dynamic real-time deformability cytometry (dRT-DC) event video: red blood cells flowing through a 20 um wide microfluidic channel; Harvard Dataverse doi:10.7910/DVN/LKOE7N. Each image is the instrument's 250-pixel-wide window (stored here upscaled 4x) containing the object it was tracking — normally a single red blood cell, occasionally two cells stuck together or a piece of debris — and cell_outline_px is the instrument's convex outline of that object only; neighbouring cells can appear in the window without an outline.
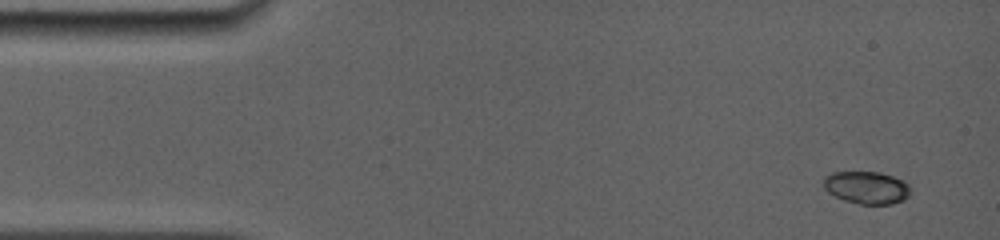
{"species": "common noctule bat (a hibernating species)", "species_latin": "Nyctalus noctula", "temperature_condition": "room temperature", "stored_images_in_passage": 6, "camera_frame_rate_fps": 5000, "um_per_image_px": 0.085, "animal": {"sex": "female", "body_mass_g": 19.0, "forearm_length_mm": 56.7}, "frame": {"image": 1, "passage_image": 1, "time_ms": 0.0, "image_size_px": [1000, 240], "cell_outline_px": [[908, 196], [904, 200], [892, 204], [860, 204], [844, 200], [828, 192], [824, 188], [824, 176], [832, 172], [880, 172], [904, 180], [908, 184]], "centroid_in_image_um": [73.65, 15.94], "position_along_channel_um": 11.3, "area_um2": 16.42}}
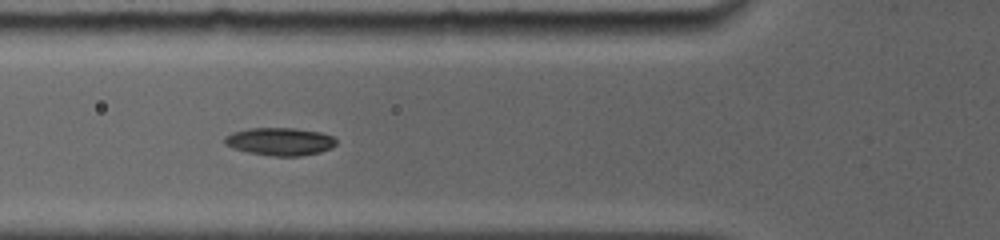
{"frame": {"image": 2, "passage_image": 5, "time_ms": 5.0, "image_size_px": [1000, 240], "cell_outline_px": [[336, 144], [332, 148], [320, 152], [300, 156], [272, 156], [248, 152], [232, 148], [224, 144], [224, 136], [232, 132], [248, 128], [296, 128], [320, 132], [332, 136], [336, 140]], "centroid_in_image_um": [23.77, 12.02], "position_along_channel_um": 102.0, "area_um2": 18.21}}
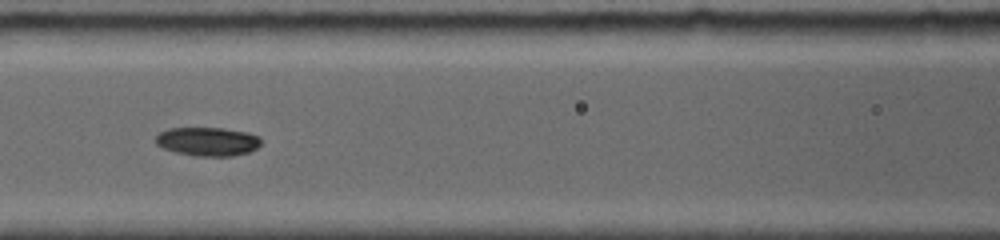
{"frame": {"image": 3, "passage_image": 6, "time_ms": 6.2, "image_size_px": [1000, 240], "cell_outline_px": [[260, 144], [256, 148], [248, 152], [232, 156], [196, 156], [176, 152], [164, 148], [156, 144], [156, 136], [160, 132], [168, 128], [224, 128], [248, 132], [260, 136]], "centroid_in_image_um": [17.66, 12.02], "position_along_channel_um": 148.9, "area_um2": 17.63}}